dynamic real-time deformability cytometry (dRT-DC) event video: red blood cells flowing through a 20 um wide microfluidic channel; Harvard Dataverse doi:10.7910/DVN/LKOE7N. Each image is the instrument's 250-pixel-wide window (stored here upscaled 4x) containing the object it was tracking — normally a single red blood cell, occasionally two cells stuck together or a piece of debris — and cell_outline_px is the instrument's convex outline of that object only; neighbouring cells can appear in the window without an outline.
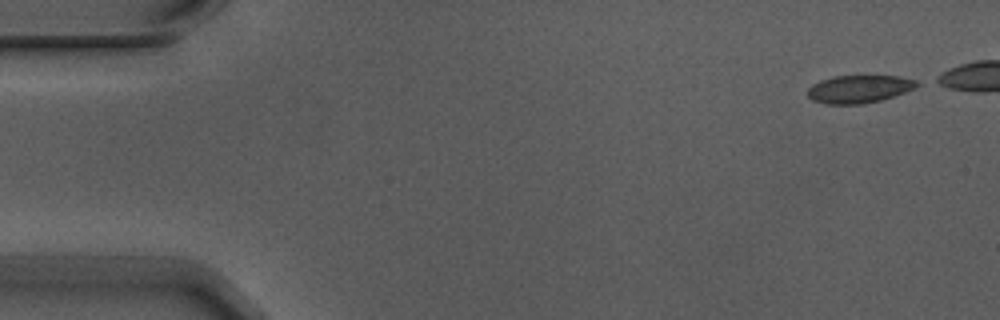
{"species": "Egyptian fruit bat (a non-hibernating species)", "species_latin": "Rousettus aegyptiacus", "temperature_condition": "warm", "stored_images_in_passage": 5, "segment_of_instrument_passage": [2, 2], "camera_frame_rate_fps": 3000, "um_per_image_px": 0.085, "animal": {"sex": "male"}, "frame": {"image": 1, "passage_image": 5, "time_ms": 1.333, "image_size_px": [1000, 320], "cell_outline_px": [[924, 84], [916, 88], [880, 100], [860, 104], [824, 104], [812, 100], [808, 96], [808, 88], [812, 84], [820, 80], [836, 76], [896, 76], [916, 80]], "centroid_in_image_um": [73.03, 7.56], "position_along_channel_um": 12.0, "area_um2": 17.69}}